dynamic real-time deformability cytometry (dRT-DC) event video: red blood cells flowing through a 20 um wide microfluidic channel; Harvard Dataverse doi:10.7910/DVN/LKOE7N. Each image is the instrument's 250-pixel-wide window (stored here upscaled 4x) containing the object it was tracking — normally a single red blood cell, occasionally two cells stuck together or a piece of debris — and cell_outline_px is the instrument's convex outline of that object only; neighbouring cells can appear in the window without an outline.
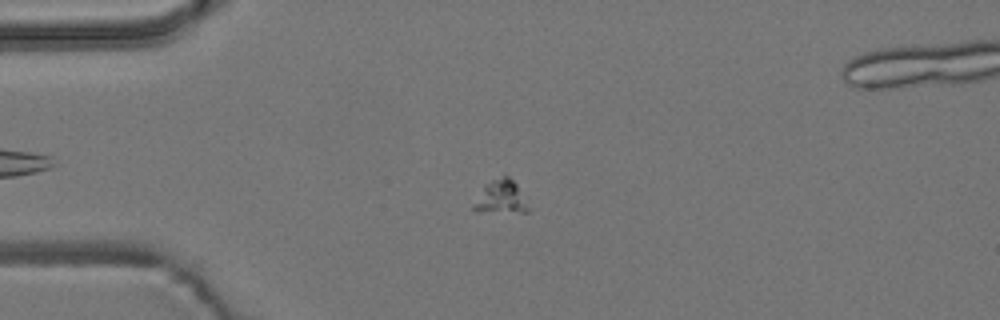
{"species": "common noctule bat (a hibernating species)", "species_latin": "Nyctalus noctula", "temperature_condition": "room temperature", "stored_images_in_passage": 47, "camera_frame_rate_fps": 3000, "um_per_image_px": 0.085, "animal": {"sex": "male", "body_mass_g": 19.2, "forearm_length_mm": 51.8}, "frame": {"image": 1, "passage_image": 10, "time_ms": 3.0, "image_size_px": [1000, 320], "cell_outline_px": [[528, 212], [476, 212], [472, 208], [472, 204], [484, 184], [504, 172], [516, 184], [528, 208]], "centroid_in_image_um": [42.49, 16.73], "position_along_channel_um": 42.5, "area_um2": 10.75}}
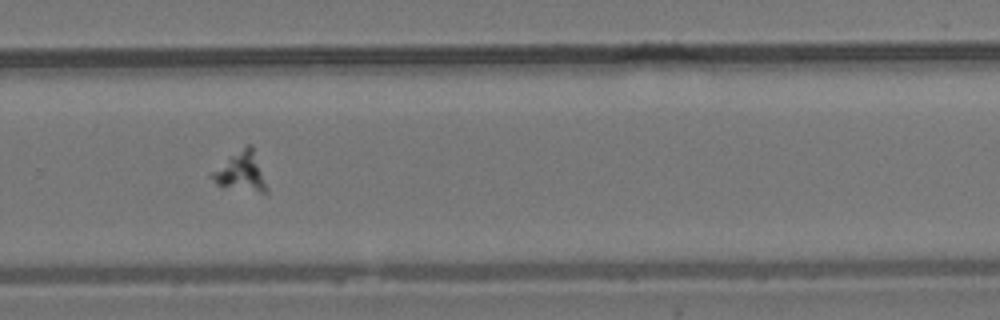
{"frame": {"image": 2, "passage_image": 35, "time_ms": 11.333, "image_size_px": [1000, 320], "cell_outline_px": [[268, 192], [260, 192], [220, 188], [208, 176], [228, 156], [248, 144], [252, 144], [268, 188]], "centroid_in_image_um": [20.45, 14.62], "position_along_channel_um": 309.3, "area_um2": 12.77}}
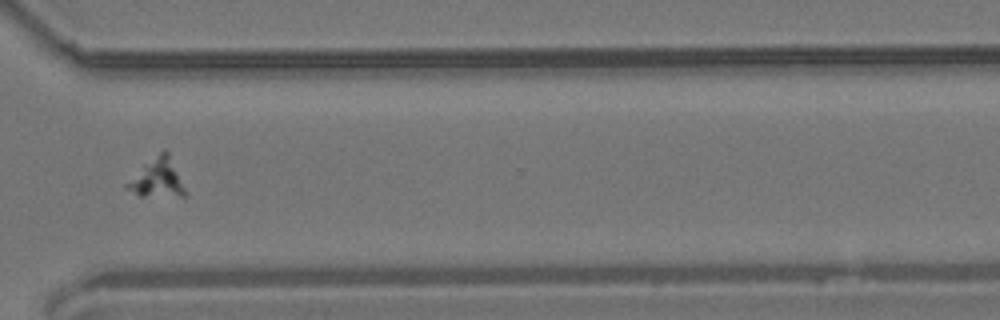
{"frame": {"image": 3, "passage_image": 39, "time_ms": 12.667, "image_size_px": [1000, 320], "cell_outline_px": [[188, 196], [140, 196], [124, 188], [124, 184], [144, 164], [164, 148], [168, 152], [188, 192]], "centroid_in_image_um": [13.38, 15.16], "position_along_channel_um": 357.2, "area_um2": 13.29}}